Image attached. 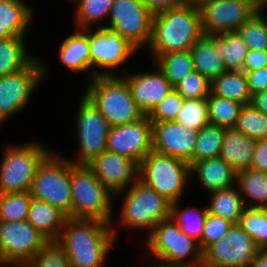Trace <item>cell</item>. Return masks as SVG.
<instances>
[{
	"label": "cell",
	"mask_w": 267,
	"mask_h": 267,
	"mask_svg": "<svg viewBox=\"0 0 267 267\" xmlns=\"http://www.w3.org/2000/svg\"><path fill=\"white\" fill-rule=\"evenodd\" d=\"M116 225L94 219L67 217L56 240L71 267H104L117 238Z\"/></svg>",
	"instance_id": "cell-1"
},
{
	"label": "cell",
	"mask_w": 267,
	"mask_h": 267,
	"mask_svg": "<svg viewBox=\"0 0 267 267\" xmlns=\"http://www.w3.org/2000/svg\"><path fill=\"white\" fill-rule=\"evenodd\" d=\"M203 35L199 8L183 4L153 15L148 46L151 59L154 61L162 54L190 50Z\"/></svg>",
	"instance_id": "cell-2"
},
{
	"label": "cell",
	"mask_w": 267,
	"mask_h": 267,
	"mask_svg": "<svg viewBox=\"0 0 267 267\" xmlns=\"http://www.w3.org/2000/svg\"><path fill=\"white\" fill-rule=\"evenodd\" d=\"M86 87L83 95L95 105L111 127L129 124L144 116L122 76H95Z\"/></svg>",
	"instance_id": "cell-3"
},
{
	"label": "cell",
	"mask_w": 267,
	"mask_h": 267,
	"mask_svg": "<svg viewBox=\"0 0 267 267\" xmlns=\"http://www.w3.org/2000/svg\"><path fill=\"white\" fill-rule=\"evenodd\" d=\"M72 218L94 219L113 225L112 194L88 165L70 161ZM113 197V198H112Z\"/></svg>",
	"instance_id": "cell-4"
},
{
	"label": "cell",
	"mask_w": 267,
	"mask_h": 267,
	"mask_svg": "<svg viewBox=\"0 0 267 267\" xmlns=\"http://www.w3.org/2000/svg\"><path fill=\"white\" fill-rule=\"evenodd\" d=\"M121 194L126 195L120 212L121 227L147 229L151 233L159 222L170 217L171 202L139 179L126 192L123 190L115 195Z\"/></svg>",
	"instance_id": "cell-5"
},
{
	"label": "cell",
	"mask_w": 267,
	"mask_h": 267,
	"mask_svg": "<svg viewBox=\"0 0 267 267\" xmlns=\"http://www.w3.org/2000/svg\"><path fill=\"white\" fill-rule=\"evenodd\" d=\"M149 234L147 248L157 261L177 267H202L199 242L184 234L171 217L159 222Z\"/></svg>",
	"instance_id": "cell-6"
},
{
	"label": "cell",
	"mask_w": 267,
	"mask_h": 267,
	"mask_svg": "<svg viewBox=\"0 0 267 267\" xmlns=\"http://www.w3.org/2000/svg\"><path fill=\"white\" fill-rule=\"evenodd\" d=\"M29 193L72 218L70 158L50 152L39 164Z\"/></svg>",
	"instance_id": "cell-7"
},
{
	"label": "cell",
	"mask_w": 267,
	"mask_h": 267,
	"mask_svg": "<svg viewBox=\"0 0 267 267\" xmlns=\"http://www.w3.org/2000/svg\"><path fill=\"white\" fill-rule=\"evenodd\" d=\"M190 176L188 162L155 151L139 164L138 179L171 203L181 201Z\"/></svg>",
	"instance_id": "cell-8"
},
{
	"label": "cell",
	"mask_w": 267,
	"mask_h": 267,
	"mask_svg": "<svg viewBox=\"0 0 267 267\" xmlns=\"http://www.w3.org/2000/svg\"><path fill=\"white\" fill-rule=\"evenodd\" d=\"M50 151L38 142L7 146L0 163V194L29 192L39 164Z\"/></svg>",
	"instance_id": "cell-9"
},
{
	"label": "cell",
	"mask_w": 267,
	"mask_h": 267,
	"mask_svg": "<svg viewBox=\"0 0 267 267\" xmlns=\"http://www.w3.org/2000/svg\"><path fill=\"white\" fill-rule=\"evenodd\" d=\"M36 57L25 69L0 76V126L19 113L47 75L48 68Z\"/></svg>",
	"instance_id": "cell-10"
},
{
	"label": "cell",
	"mask_w": 267,
	"mask_h": 267,
	"mask_svg": "<svg viewBox=\"0 0 267 267\" xmlns=\"http://www.w3.org/2000/svg\"><path fill=\"white\" fill-rule=\"evenodd\" d=\"M47 241L27 220L0 221V265L25 267Z\"/></svg>",
	"instance_id": "cell-11"
},
{
	"label": "cell",
	"mask_w": 267,
	"mask_h": 267,
	"mask_svg": "<svg viewBox=\"0 0 267 267\" xmlns=\"http://www.w3.org/2000/svg\"><path fill=\"white\" fill-rule=\"evenodd\" d=\"M77 111L76 132L79 157L77 160L70 161L76 165H88L107 150V137L111 126L84 95L81 97Z\"/></svg>",
	"instance_id": "cell-12"
},
{
	"label": "cell",
	"mask_w": 267,
	"mask_h": 267,
	"mask_svg": "<svg viewBox=\"0 0 267 267\" xmlns=\"http://www.w3.org/2000/svg\"><path fill=\"white\" fill-rule=\"evenodd\" d=\"M107 27L125 38L137 50L148 47L153 14L142 0H114Z\"/></svg>",
	"instance_id": "cell-13"
},
{
	"label": "cell",
	"mask_w": 267,
	"mask_h": 267,
	"mask_svg": "<svg viewBox=\"0 0 267 267\" xmlns=\"http://www.w3.org/2000/svg\"><path fill=\"white\" fill-rule=\"evenodd\" d=\"M89 47L91 55L89 80L95 76L115 75L112 70L125 64L137 51L125 38L107 27H97L96 30L89 28Z\"/></svg>",
	"instance_id": "cell-14"
},
{
	"label": "cell",
	"mask_w": 267,
	"mask_h": 267,
	"mask_svg": "<svg viewBox=\"0 0 267 267\" xmlns=\"http://www.w3.org/2000/svg\"><path fill=\"white\" fill-rule=\"evenodd\" d=\"M259 248L239 224L203 251L202 267H250Z\"/></svg>",
	"instance_id": "cell-15"
},
{
	"label": "cell",
	"mask_w": 267,
	"mask_h": 267,
	"mask_svg": "<svg viewBox=\"0 0 267 267\" xmlns=\"http://www.w3.org/2000/svg\"><path fill=\"white\" fill-rule=\"evenodd\" d=\"M256 11L252 0H210L200 8L203 33L237 31Z\"/></svg>",
	"instance_id": "cell-16"
},
{
	"label": "cell",
	"mask_w": 267,
	"mask_h": 267,
	"mask_svg": "<svg viewBox=\"0 0 267 267\" xmlns=\"http://www.w3.org/2000/svg\"><path fill=\"white\" fill-rule=\"evenodd\" d=\"M107 150L132 159L138 166L152 150V122L144 115L141 119L108 132Z\"/></svg>",
	"instance_id": "cell-17"
},
{
	"label": "cell",
	"mask_w": 267,
	"mask_h": 267,
	"mask_svg": "<svg viewBox=\"0 0 267 267\" xmlns=\"http://www.w3.org/2000/svg\"><path fill=\"white\" fill-rule=\"evenodd\" d=\"M198 131L177 121L152 122V150L192 164Z\"/></svg>",
	"instance_id": "cell-18"
},
{
	"label": "cell",
	"mask_w": 267,
	"mask_h": 267,
	"mask_svg": "<svg viewBox=\"0 0 267 267\" xmlns=\"http://www.w3.org/2000/svg\"><path fill=\"white\" fill-rule=\"evenodd\" d=\"M88 166L114 195L128 189L138 179L139 166L132 159L108 150Z\"/></svg>",
	"instance_id": "cell-19"
},
{
	"label": "cell",
	"mask_w": 267,
	"mask_h": 267,
	"mask_svg": "<svg viewBox=\"0 0 267 267\" xmlns=\"http://www.w3.org/2000/svg\"><path fill=\"white\" fill-rule=\"evenodd\" d=\"M153 72H136L128 75L126 70H122V76L132 93V97L137 107L147 115L150 110L161 102L174 88L162 71L156 66Z\"/></svg>",
	"instance_id": "cell-20"
},
{
	"label": "cell",
	"mask_w": 267,
	"mask_h": 267,
	"mask_svg": "<svg viewBox=\"0 0 267 267\" xmlns=\"http://www.w3.org/2000/svg\"><path fill=\"white\" fill-rule=\"evenodd\" d=\"M190 174H197L201 187L208 193L236 185L237 172L221 157L192 163Z\"/></svg>",
	"instance_id": "cell-21"
},
{
	"label": "cell",
	"mask_w": 267,
	"mask_h": 267,
	"mask_svg": "<svg viewBox=\"0 0 267 267\" xmlns=\"http://www.w3.org/2000/svg\"><path fill=\"white\" fill-rule=\"evenodd\" d=\"M59 46V59L62 65L76 75L84 71L91 75V55L89 28L75 29Z\"/></svg>",
	"instance_id": "cell-22"
},
{
	"label": "cell",
	"mask_w": 267,
	"mask_h": 267,
	"mask_svg": "<svg viewBox=\"0 0 267 267\" xmlns=\"http://www.w3.org/2000/svg\"><path fill=\"white\" fill-rule=\"evenodd\" d=\"M256 140L236 128H227L222 141L220 157L236 172L251 167Z\"/></svg>",
	"instance_id": "cell-23"
},
{
	"label": "cell",
	"mask_w": 267,
	"mask_h": 267,
	"mask_svg": "<svg viewBox=\"0 0 267 267\" xmlns=\"http://www.w3.org/2000/svg\"><path fill=\"white\" fill-rule=\"evenodd\" d=\"M34 11L24 0H0V39L25 36Z\"/></svg>",
	"instance_id": "cell-24"
},
{
	"label": "cell",
	"mask_w": 267,
	"mask_h": 267,
	"mask_svg": "<svg viewBox=\"0 0 267 267\" xmlns=\"http://www.w3.org/2000/svg\"><path fill=\"white\" fill-rule=\"evenodd\" d=\"M67 216L58 208L32 198L27 221L48 240H57Z\"/></svg>",
	"instance_id": "cell-25"
},
{
	"label": "cell",
	"mask_w": 267,
	"mask_h": 267,
	"mask_svg": "<svg viewBox=\"0 0 267 267\" xmlns=\"http://www.w3.org/2000/svg\"><path fill=\"white\" fill-rule=\"evenodd\" d=\"M194 68L210 82L227 71L214 45V35H203L190 48Z\"/></svg>",
	"instance_id": "cell-26"
},
{
	"label": "cell",
	"mask_w": 267,
	"mask_h": 267,
	"mask_svg": "<svg viewBox=\"0 0 267 267\" xmlns=\"http://www.w3.org/2000/svg\"><path fill=\"white\" fill-rule=\"evenodd\" d=\"M236 185L246 207H267V172L251 168L239 171L236 174Z\"/></svg>",
	"instance_id": "cell-27"
},
{
	"label": "cell",
	"mask_w": 267,
	"mask_h": 267,
	"mask_svg": "<svg viewBox=\"0 0 267 267\" xmlns=\"http://www.w3.org/2000/svg\"><path fill=\"white\" fill-rule=\"evenodd\" d=\"M210 93L243 105L249 104L252 98L247 77L243 71L223 72L211 81Z\"/></svg>",
	"instance_id": "cell-28"
},
{
	"label": "cell",
	"mask_w": 267,
	"mask_h": 267,
	"mask_svg": "<svg viewBox=\"0 0 267 267\" xmlns=\"http://www.w3.org/2000/svg\"><path fill=\"white\" fill-rule=\"evenodd\" d=\"M25 36L0 39V76L25 69L37 56L28 55Z\"/></svg>",
	"instance_id": "cell-29"
},
{
	"label": "cell",
	"mask_w": 267,
	"mask_h": 267,
	"mask_svg": "<svg viewBox=\"0 0 267 267\" xmlns=\"http://www.w3.org/2000/svg\"><path fill=\"white\" fill-rule=\"evenodd\" d=\"M236 187L234 185L230 188L211 192L210 204L207 205L208 213L222 217L233 224H238L246 206Z\"/></svg>",
	"instance_id": "cell-30"
},
{
	"label": "cell",
	"mask_w": 267,
	"mask_h": 267,
	"mask_svg": "<svg viewBox=\"0 0 267 267\" xmlns=\"http://www.w3.org/2000/svg\"><path fill=\"white\" fill-rule=\"evenodd\" d=\"M214 45L227 71H242L249 49L237 31L214 35Z\"/></svg>",
	"instance_id": "cell-31"
},
{
	"label": "cell",
	"mask_w": 267,
	"mask_h": 267,
	"mask_svg": "<svg viewBox=\"0 0 267 267\" xmlns=\"http://www.w3.org/2000/svg\"><path fill=\"white\" fill-rule=\"evenodd\" d=\"M179 202L171 203L170 217L184 234L199 242L201 248L202 232L208 214L207 205L202 210L192 206L182 209L179 208Z\"/></svg>",
	"instance_id": "cell-32"
},
{
	"label": "cell",
	"mask_w": 267,
	"mask_h": 267,
	"mask_svg": "<svg viewBox=\"0 0 267 267\" xmlns=\"http://www.w3.org/2000/svg\"><path fill=\"white\" fill-rule=\"evenodd\" d=\"M153 62L173 87L195 70L190 50L162 54Z\"/></svg>",
	"instance_id": "cell-33"
},
{
	"label": "cell",
	"mask_w": 267,
	"mask_h": 267,
	"mask_svg": "<svg viewBox=\"0 0 267 267\" xmlns=\"http://www.w3.org/2000/svg\"><path fill=\"white\" fill-rule=\"evenodd\" d=\"M207 105L211 124L225 129L235 128L243 104L210 93Z\"/></svg>",
	"instance_id": "cell-34"
},
{
	"label": "cell",
	"mask_w": 267,
	"mask_h": 267,
	"mask_svg": "<svg viewBox=\"0 0 267 267\" xmlns=\"http://www.w3.org/2000/svg\"><path fill=\"white\" fill-rule=\"evenodd\" d=\"M225 128L207 124L198 131L192 163L203 159L220 157Z\"/></svg>",
	"instance_id": "cell-35"
},
{
	"label": "cell",
	"mask_w": 267,
	"mask_h": 267,
	"mask_svg": "<svg viewBox=\"0 0 267 267\" xmlns=\"http://www.w3.org/2000/svg\"><path fill=\"white\" fill-rule=\"evenodd\" d=\"M76 1L75 10V28L87 29L91 24H97L96 27H104L99 22L109 17L111 6L114 0H74Z\"/></svg>",
	"instance_id": "cell-36"
},
{
	"label": "cell",
	"mask_w": 267,
	"mask_h": 267,
	"mask_svg": "<svg viewBox=\"0 0 267 267\" xmlns=\"http://www.w3.org/2000/svg\"><path fill=\"white\" fill-rule=\"evenodd\" d=\"M238 224L253 238L254 244L259 249H267V211L265 208L246 207Z\"/></svg>",
	"instance_id": "cell-37"
},
{
	"label": "cell",
	"mask_w": 267,
	"mask_h": 267,
	"mask_svg": "<svg viewBox=\"0 0 267 267\" xmlns=\"http://www.w3.org/2000/svg\"><path fill=\"white\" fill-rule=\"evenodd\" d=\"M235 128L256 141L267 139V115L251 103L245 104L240 110Z\"/></svg>",
	"instance_id": "cell-38"
},
{
	"label": "cell",
	"mask_w": 267,
	"mask_h": 267,
	"mask_svg": "<svg viewBox=\"0 0 267 267\" xmlns=\"http://www.w3.org/2000/svg\"><path fill=\"white\" fill-rule=\"evenodd\" d=\"M32 198L29 192L0 194V221L27 220Z\"/></svg>",
	"instance_id": "cell-39"
},
{
	"label": "cell",
	"mask_w": 267,
	"mask_h": 267,
	"mask_svg": "<svg viewBox=\"0 0 267 267\" xmlns=\"http://www.w3.org/2000/svg\"><path fill=\"white\" fill-rule=\"evenodd\" d=\"M264 9H258L237 32L248 46V49L267 50L266 16Z\"/></svg>",
	"instance_id": "cell-40"
},
{
	"label": "cell",
	"mask_w": 267,
	"mask_h": 267,
	"mask_svg": "<svg viewBox=\"0 0 267 267\" xmlns=\"http://www.w3.org/2000/svg\"><path fill=\"white\" fill-rule=\"evenodd\" d=\"M175 121L196 131L205 127L210 123L207 98L185 99Z\"/></svg>",
	"instance_id": "cell-41"
},
{
	"label": "cell",
	"mask_w": 267,
	"mask_h": 267,
	"mask_svg": "<svg viewBox=\"0 0 267 267\" xmlns=\"http://www.w3.org/2000/svg\"><path fill=\"white\" fill-rule=\"evenodd\" d=\"M25 267H71L64 248L56 240H48Z\"/></svg>",
	"instance_id": "cell-42"
},
{
	"label": "cell",
	"mask_w": 267,
	"mask_h": 267,
	"mask_svg": "<svg viewBox=\"0 0 267 267\" xmlns=\"http://www.w3.org/2000/svg\"><path fill=\"white\" fill-rule=\"evenodd\" d=\"M184 98L173 88L170 93L147 114L151 122L175 121L180 112Z\"/></svg>",
	"instance_id": "cell-43"
},
{
	"label": "cell",
	"mask_w": 267,
	"mask_h": 267,
	"mask_svg": "<svg viewBox=\"0 0 267 267\" xmlns=\"http://www.w3.org/2000/svg\"><path fill=\"white\" fill-rule=\"evenodd\" d=\"M211 82L196 70L188 74L174 89L184 99H201L210 95Z\"/></svg>",
	"instance_id": "cell-44"
},
{
	"label": "cell",
	"mask_w": 267,
	"mask_h": 267,
	"mask_svg": "<svg viewBox=\"0 0 267 267\" xmlns=\"http://www.w3.org/2000/svg\"><path fill=\"white\" fill-rule=\"evenodd\" d=\"M232 225L233 223L224 218L208 213L201 237V250L204 251L209 245L221 239Z\"/></svg>",
	"instance_id": "cell-45"
},
{
	"label": "cell",
	"mask_w": 267,
	"mask_h": 267,
	"mask_svg": "<svg viewBox=\"0 0 267 267\" xmlns=\"http://www.w3.org/2000/svg\"><path fill=\"white\" fill-rule=\"evenodd\" d=\"M264 67H267V50L249 49L243 62L242 71H254Z\"/></svg>",
	"instance_id": "cell-46"
},
{
	"label": "cell",
	"mask_w": 267,
	"mask_h": 267,
	"mask_svg": "<svg viewBox=\"0 0 267 267\" xmlns=\"http://www.w3.org/2000/svg\"><path fill=\"white\" fill-rule=\"evenodd\" d=\"M251 94L267 90V67L245 72Z\"/></svg>",
	"instance_id": "cell-47"
},
{
	"label": "cell",
	"mask_w": 267,
	"mask_h": 267,
	"mask_svg": "<svg viewBox=\"0 0 267 267\" xmlns=\"http://www.w3.org/2000/svg\"><path fill=\"white\" fill-rule=\"evenodd\" d=\"M250 168L267 172V139L256 141Z\"/></svg>",
	"instance_id": "cell-48"
},
{
	"label": "cell",
	"mask_w": 267,
	"mask_h": 267,
	"mask_svg": "<svg viewBox=\"0 0 267 267\" xmlns=\"http://www.w3.org/2000/svg\"><path fill=\"white\" fill-rule=\"evenodd\" d=\"M148 10L153 14H159L164 11L178 8L183 5L182 0H142Z\"/></svg>",
	"instance_id": "cell-49"
},
{
	"label": "cell",
	"mask_w": 267,
	"mask_h": 267,
	"mask_svg": "<svg viewBox=\"0 0 267 267\" xmlns=\"http://www.w3.org/2000/svg\"><path fill=\"white\" fill-rule=\"evenodd\" d=\"M257 110L267 115V90L252 95L250 102Z\"/></svg>",
	"instance_id": "cell-50"
},
{
	"label": "cell",
	"mask_w": 267,
	"mask_h": 267,
	"mask_svg": "<svg viewBox=\"0 0 267 267\" xmlns=\"http://www.w3.org/2000/svg\"><path fill=\"white\" fill-rule=\"evenodd\" d=\"M250 267H267V249H259Z\"/></svg>",
	"instance_id": "cell-51"
},
{
	"label": "cell",
	"mask_w": 267,
	"mask_h": 267,
	"mask_svg": "<svg viewBox=\"0 0 267 267\" xmlns=\"http://www.w3.org/2000/svg\"><path fill=\"white\" fill-rule=\"evenodd\" d=\"M210 0H182L184 5L192 6L196 8H201L204 4H206Z\"/></svg>",
	"instance_id": "cell-52"
},
{
	"label": "cell",
	"mask_w": 267,
	"mask_h": 267,
	"mask_svg": "<svg viewBox=\"0 0 267 267\" xmlns=\"http://www.w3.org/2000/svg\"><path fill=\"white\" fill-rule=\"evenodd\" d=\"M252 1L258 7V9L267 8V0H252Z\"/></svg>",
	"instance_id": "cell-53"
},
{
	"label": "cell",
	"mask_w": 267,
	"mask_h": 267,
	"mask_svg": "<svg viewBox=\"0 0 267 267\" xmlns=\"http://www.w3.org/2000/svg\"><path fill=\"white\" fill-rule=\"evenodd\" d=\"M148 267V266H147ZM149 267H177V266H173V265H170L166 262H162L159 263V264H156V265H153V266H149Z\"/></svg>",
	"instance_id": "cell-54"
}]
</instances>
